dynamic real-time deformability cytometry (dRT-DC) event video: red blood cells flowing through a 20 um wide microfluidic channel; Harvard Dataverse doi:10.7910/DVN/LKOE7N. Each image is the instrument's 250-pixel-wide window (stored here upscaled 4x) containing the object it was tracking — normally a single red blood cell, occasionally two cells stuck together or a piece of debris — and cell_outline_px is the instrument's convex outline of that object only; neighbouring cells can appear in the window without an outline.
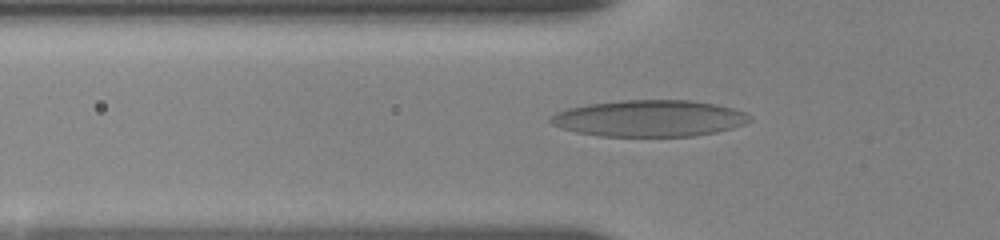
{"species": "human", "species_latin": "Homo sapiens", "temperature_condition": "room temperature", "stored_images_in_passage": 82, "camera_frame_rate_fps": 3000, "um_per_image_px": 0.085, "donor": {"sex": "female"}, "frame": {"image": 1, "passage_image": 22, "time_ms": 4.667, "image_size_px": [1000, 240], "cell_outline_px": [[752, 120], [744, 124], [732, 128], [716, 132], [692, 136], [600, 136], [576, 132], [560, 128], [552, 124], [548, 120], [556, 112], [568, 108], [588, 104], [620, 100], [688, 100], [716, 104], [732, 108], [744, 112], [752, 116]], "centroid_in_image_um": [55.19, 10.06], "position_along_channel_um": 70.6, "area_um2": 42.43}}
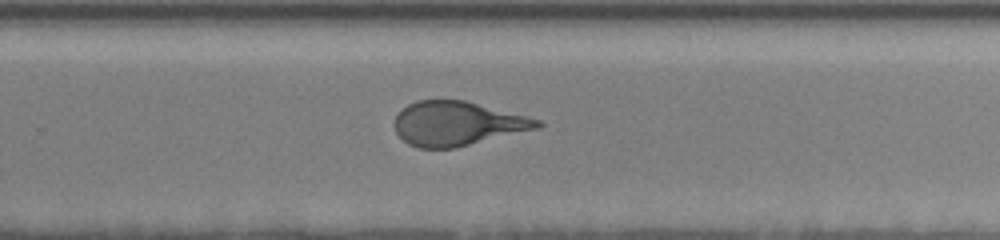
{"frame": {"image": 2, "passage_image": 49, "time_ms": 10.667, "image_size_px": [1000, 240], "cell_outline_px": [[544, 124], [540, 128], [456, 148], [420, 148], [408, 144], [396, 132], [396, 116], [408, 104], [416, 100], [464, 100], [540, 120]], "centroid_in_image_um": [38.89, 10.51], "position_along_channel_um": 290.9, "area_um2": 36.47}}
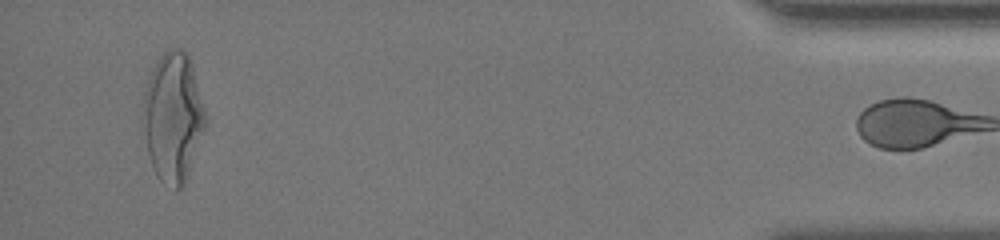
{"frame": {"image": 3, "passage_image": 80, "time_ms": 16.0, "image_size_px": [1000, 240], "cell_outline_px": [[204, 128], [188, 176], [180, 188], [176, 192], [160, 180], [156, 176], [148, 152], [144, 104], [144, 92], [152, 68], [156, 60], [168, 48], [180, 48], [188, 56], [192, 64], [204, 108]], "centroid_in_image_um": [14.72, 9.95], "position_along_channel_um": 420.5, "area_um2": 45.89}, "authors_computed_cell_mechanics": {"area_um2": 39.5063, "velocity_mm_per_s": 3.6723, "shape_relaxation_time_tau1_ms": 5.6528, "shape_relaxation_time_tau2_ms": 0.8431, "deformation_change_tau1": 0.2121, "deformation_change_tau2": 0.0938}}